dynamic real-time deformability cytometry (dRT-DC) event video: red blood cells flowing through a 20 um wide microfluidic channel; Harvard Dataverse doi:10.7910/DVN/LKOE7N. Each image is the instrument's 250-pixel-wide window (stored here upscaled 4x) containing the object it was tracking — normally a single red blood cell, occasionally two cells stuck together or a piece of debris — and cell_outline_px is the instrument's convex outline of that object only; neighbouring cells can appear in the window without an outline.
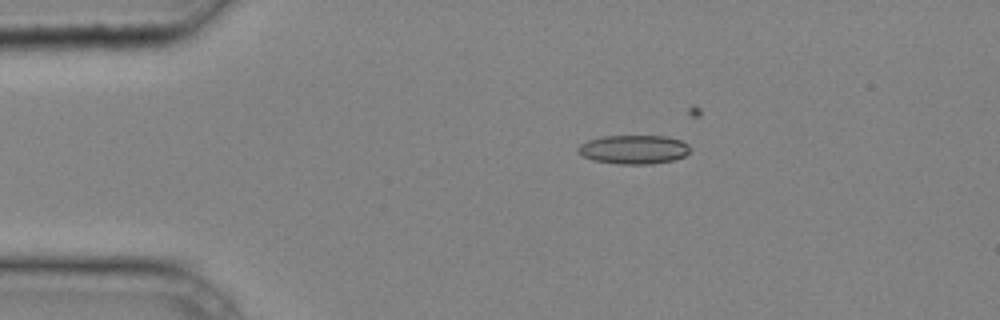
{"species": "common noctule bat (a hibernating species)", "species_latin": "Nyctalus noctula", "temperature_condition": "cold", "stored_images_in_passage": 15, "camera_frame_rate_fps": 3000, "um_per_image_px": 0.085, "animal": {"sex": "male", "body_mass_g": 20.4}, "frame": {"image": 1, "passage_image": 1, "time_ms": 0.0, "image_size_px": [1000, 320], "cell_outline_px": [[688, 152], [684, 156], [676, 160], [652, 164], [616, 164], [592, 160], [576, 152], [576, 148], [580, 144], [588, 140], [600, 136], [668, 136], [680, 140], [688, 144]], "centroid_in_image_um": [53.83, 12.71], "position_along_channel_um": 31.2, "area_um2": 19.07}}
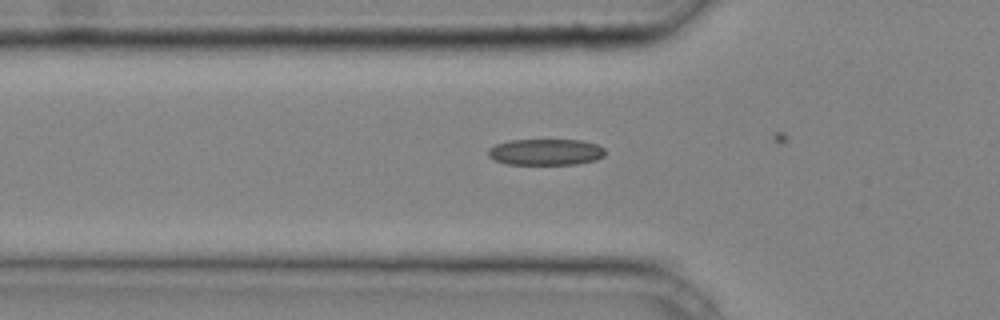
{"frame": {"image": 2, "passage_image": 7, "time_ms": 2.0, "image_size_px": [1000, 320], "cell_outline_px": [[604, 156], [596, 160], [576, 164], [504, 164], [488, 156], [488, 148], [496, 144], [508, 140], [580, 140], [596, 144], [604, 148]], "centroid_in_image_um": [46.37, 12.92], "position_along_channel_um": 79.4, "area_um2": 17.92}}
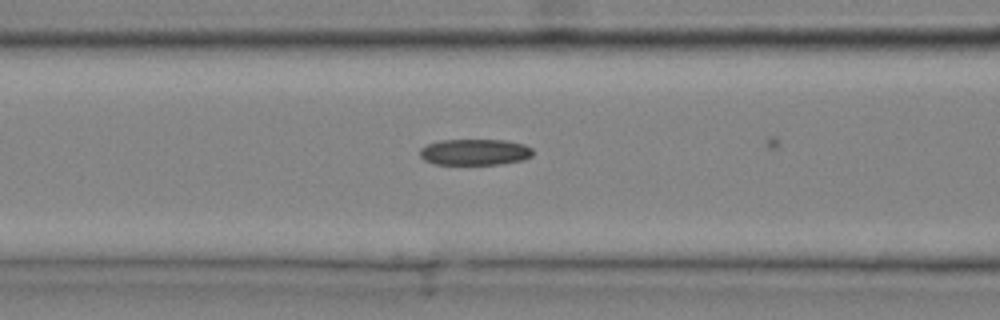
{"frame": {"image": 3, "passage_image": 10, "time_ms": 3.0, "image_size_px": [1000, 320], "cell_outline_px": [[532, 156], [524, 160], [500, 164], [432, 164], [424, 160], [420, 156], [420, 148], [428, 144], [440, 140], [504, 140], [524, 144], [532, 148]], "centroid_in_image_um": [40.36, 12.93], "position_along_channel_um": 126.2, "area_um2": 17.28}}